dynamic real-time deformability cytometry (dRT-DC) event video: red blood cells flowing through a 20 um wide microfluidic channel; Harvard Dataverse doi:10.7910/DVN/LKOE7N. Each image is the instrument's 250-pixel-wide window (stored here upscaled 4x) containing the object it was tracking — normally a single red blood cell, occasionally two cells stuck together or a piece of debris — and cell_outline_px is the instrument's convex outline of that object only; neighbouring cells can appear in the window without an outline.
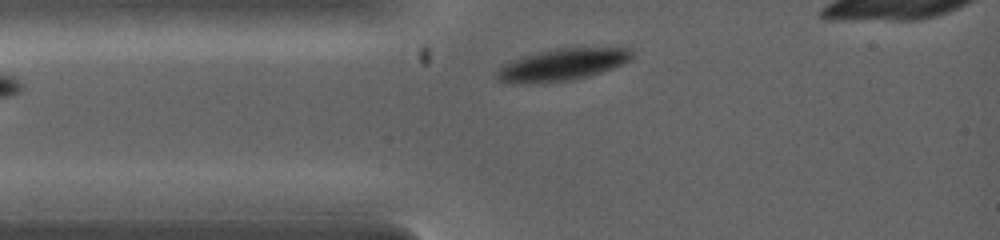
{"species": "common noctule bat (a hibernating species)", "species_latin": "Nyctalus noctula", "temperature_condition": "warm", "stored_images_in_passage": 5, "camera_frame_rate_fps": 5000, "um_per_image_px": 0.085, "animal": {"sex": "female", "body_mass_g": 19.0, "forearm_length_mm": 53.3}, "frame": {"image": 1, "passage_image": 1, "time_ms": 0.0, "image_size_px": [1000, 240], "cell_outline_px": [[636, 56], [632, 60], [624, 64], [588, 76], [572, 80], [524, 84], [508, 84], [500, 80], [496, 76], [496, 72], [508, 60], [556, 48], [632, 48]], "centroid_in_image_um": [47.81, 5.5], "position_along_channel_um": 37.2, "area_um2": 25.32}}
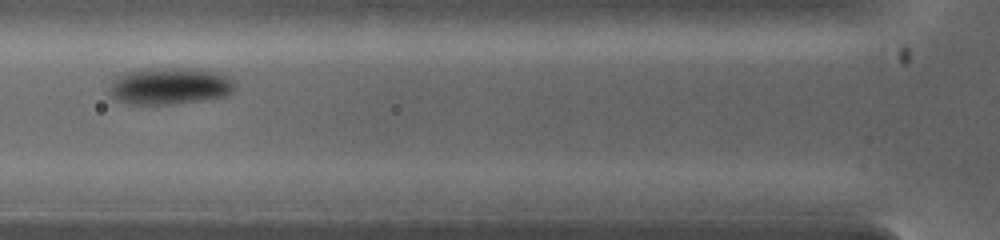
{"frame": {"image": 2, "passage_image": 4, "time_ms": 1.4, "image_size_px": [1000, 240], "cell_outline_px": [[236, 84], [232, 92], [224, 96], [172, 104], [136, 104], [120, 100], [112, 96], [108, 92], [108, 88], [112, 80], [120, 72], [140, 68], [200, 68], [216, 72], [228, 76], [236, 80]], "centroid_in_image_um": [14.41, 7.27], "position_along_channel_um": 111.4, "area_um2": 27.34}}
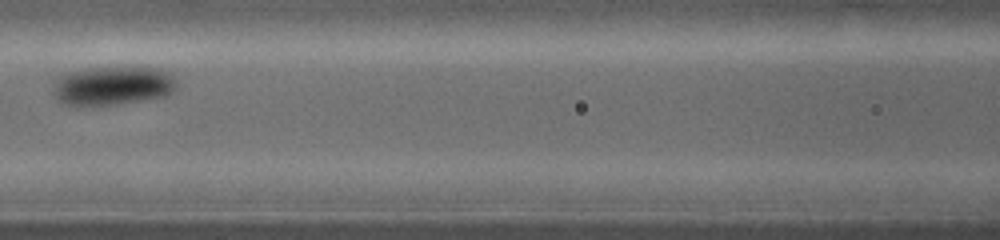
{"frame": {"image": 3, "passage_image": 5, "time_ms": 2.2, "image_size_px": [1000, 240], "cell_outline_px": [[176, 88], [172, 92], [164, 96], [116, 104], [64, 104], [56, 96], [56, 76], [64, 72], [80, 68], [132, 64], [160, 68], [168, 72], [176, 80]], "centroid_in_image_um": [9.63, 7.19], "position_along_channel_um": 157.0, "area_um2": 28.61}}